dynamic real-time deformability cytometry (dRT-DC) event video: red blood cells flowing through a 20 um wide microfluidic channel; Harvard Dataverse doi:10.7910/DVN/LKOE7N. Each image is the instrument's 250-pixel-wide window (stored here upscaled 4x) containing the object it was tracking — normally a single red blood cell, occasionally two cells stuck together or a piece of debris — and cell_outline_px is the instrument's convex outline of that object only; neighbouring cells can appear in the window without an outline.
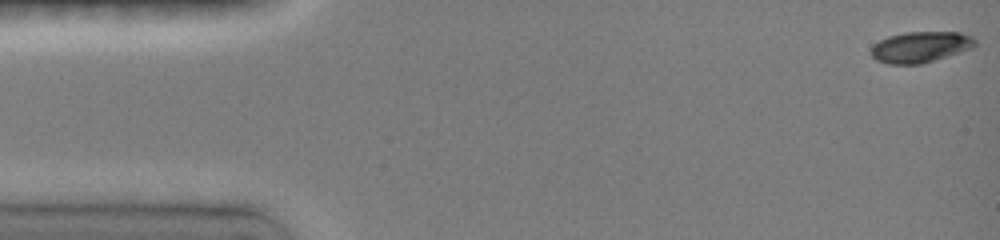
{"species": "common noctule bat (a hibernating species)", "species_latin": "Nyctalus noctula", "temperature_condition": "room temperature", "stored_images_in_passage": 38, "camera_frame_rate_fps": 3000, "um_per_image_px": 0.085, "animal": {"sex": "female", "body_mass_g": 19.0, "forearm_length_mm": 51.5}, "frame": {"image": 1, "passage_image": 1, "time_ms": 0.0, "image_size_px": [1000, 240], "cell_outline_px": [[976, 44], [972, 48], [948, 56], [920, 64], [888, 64], [876, 60], [868, 52], [872, 44], [888, 36], [904, 32], [960, 32], [972, 36], [976, 40]], "centroid_in_image_um": [78.2, 3.99], "position_along_channel_um": 6.8, "area_um2": 18.96}}
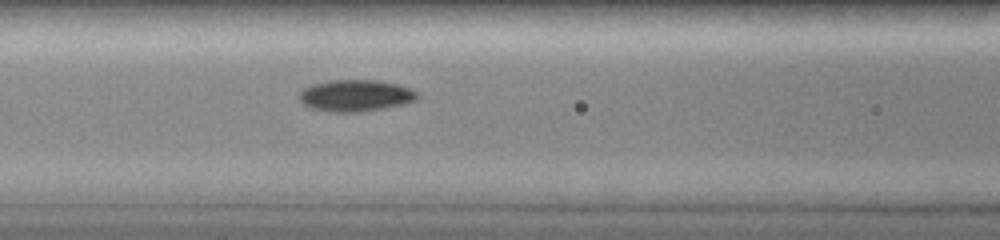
{"frame": {"image": 2, "passage_image": 17, "time_ms": 6.333, "image_size_px": [1000, 240], "cell_outline_px": [[416, 100], [400, 104], [360, 112], [332, 112], [312, 108], [304, 104], [300, 100], [300, 92], [304, 88], [312, 84], [332, 80], [372, 80], [396, 84], [408, 88], [416, 92]], "centroid_in_image_um": [30.16, 8.12], "position_along_channel_um": 136.4, "area_um2": 21.21}}
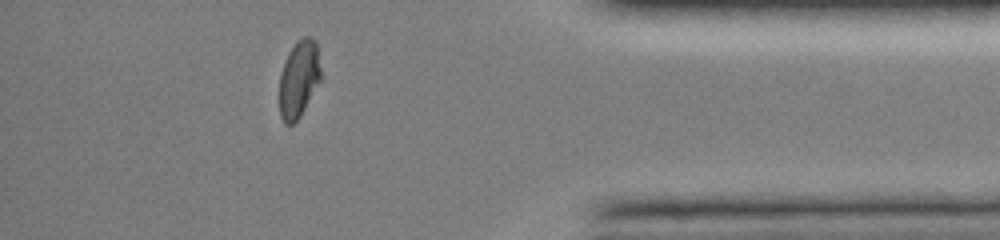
{"frame": {"image": 3, "passage_image": 34, "time_ms": 13.667, "image_size_px": [1000, 240], "cell_outline_px": [[320, 80], [300, 116], [292, 124], [284, 124], [280, 116], [280, 76], [288, 52], [296, 40], [304, 36], [308, 36], [316, 40], [320, 68]], "centroid_in_image_um": [25.4, 6.68], "position_along_channel_um": 409.8, "area_um2": 18.38}, "authors_computed_cell_mechanics": {"area_um2": 19.7387, "velocity_mm_per_s": 3.9983, "shape_relaxation_time_tau1_ms": 6.7424, "shape_relaxation_time_tau2_ms": 2.2822, "deformation_change_tau1": 0.2331, "deformation_change_tau2": 0.0444}}